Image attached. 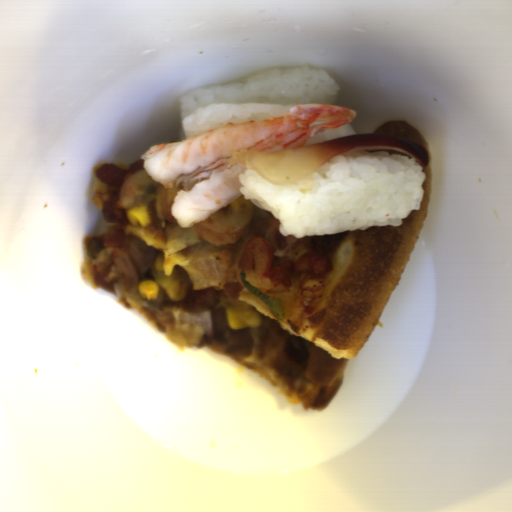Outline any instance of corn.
Segmentation results:
<instances>
[{"label":"corn","mask_w":512,"mask_h":512,"mask_svg":"<svg viewBox=\"0 0 512 512\" xmlns=\"http://www.w3.org/2000/svg\"><path fill=\"white\" fill-rule=\"evenodd\" d=\"M137 290L145 300H156L159 298L160 289L153 280H142L139 282Z\"/></svg>","instance_id":"f1292c28"},{"label":"corn","mask_w":512,"mask_h":512,"mask_svg":"<svg viewBox=\"0 0 512 512\" xmlns=\"http://www.w3.org/2000/svg\"><path fill=\"white\" fill-rule=\"evenodd\" d=\"M127 220L131 226H150L152 223L150 212L145 206H137L128 210Z\"/></svg>","instance_id":"51d56268"}]
</instances>
